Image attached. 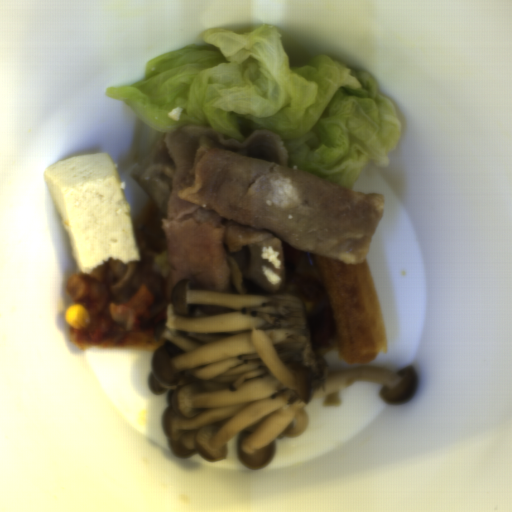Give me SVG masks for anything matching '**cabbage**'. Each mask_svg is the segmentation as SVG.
Segmentation results:
<instances>
[{"mask_svg":"<svg viewBox=\"0 0 512 512\" xmlns=\"http://www.w3.org/2000/svg\"><path fill=\"white\" fill-rule=\"evenodd\" d=\"M105 95L164 136L190 124L241 141L272 130L288 166L351 190L368 162L386 168L401 140L375 77L324 54L292 66L280 31L266 23L211 27L202 44L154 57L142 79Z\"/></svg>","mask_w":512,"mask_h":512,"instance_id":"cabbage-1","label":"cabbage"}]
</instances>
